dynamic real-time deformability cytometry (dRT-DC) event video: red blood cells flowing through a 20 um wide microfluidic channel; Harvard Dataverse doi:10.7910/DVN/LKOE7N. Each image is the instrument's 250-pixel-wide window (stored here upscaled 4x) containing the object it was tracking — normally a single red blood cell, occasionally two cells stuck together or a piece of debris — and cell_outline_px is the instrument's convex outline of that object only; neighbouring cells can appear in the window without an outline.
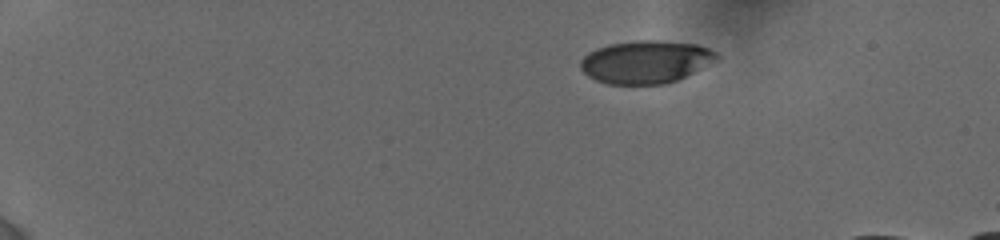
{"species": "human", "species_latin": "Homo sapiens", "temperature_condition": "cold", "stored_images_in_passage": 5, "camera_frame_rate_fps": 3000, "um_per_image_px": 0.085, "donor": {"sex": "female"}, "frame": {"image": 1, "passage_image": 1, "time_ms": 0.0, "image_size_px": [1000, 240], "cell_outline_px": [[720, 56], [692, 72], [676, 80], [664, 84], [608, 84], [596, 80], [588, 76], [580, 68], [580, 60], [588, 52], [596, 48], [608, 44], [636, 40], [656, 40], [696, 44], [708, 48], [716, 52]], "centroid_in_image_um": [54.82, 5.25], "position_along_channel_um": 30.2, "area_um2": 33.64}}
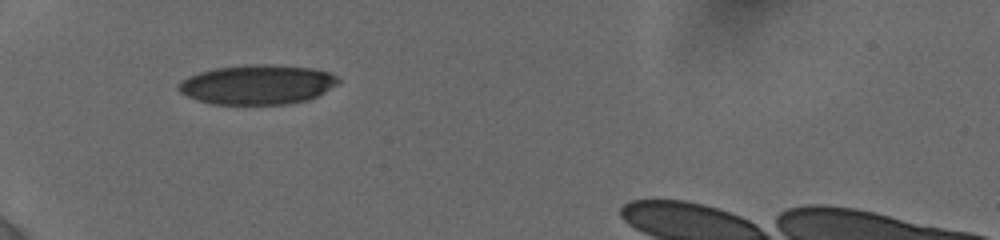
{"frame": {"image": 2, "passage_image": 4, "time_ms": 3.333, "image_size_px": [1000, 240], "cell_outline_px": [[340, 80], [336, 84], [324, 92], [308, 100], [284, 104], [212, 104], [188, 96], [180, 92], [176, 88], [188, 76], [200, 72], [216, 68], [252, 64], [264, 64], [312, 68], [328, 72], [336, 76]], "centroid_in_image_um": [21.88, 7.19], "position_along_channel_um": 63.1, "area_um2": 36.41}}